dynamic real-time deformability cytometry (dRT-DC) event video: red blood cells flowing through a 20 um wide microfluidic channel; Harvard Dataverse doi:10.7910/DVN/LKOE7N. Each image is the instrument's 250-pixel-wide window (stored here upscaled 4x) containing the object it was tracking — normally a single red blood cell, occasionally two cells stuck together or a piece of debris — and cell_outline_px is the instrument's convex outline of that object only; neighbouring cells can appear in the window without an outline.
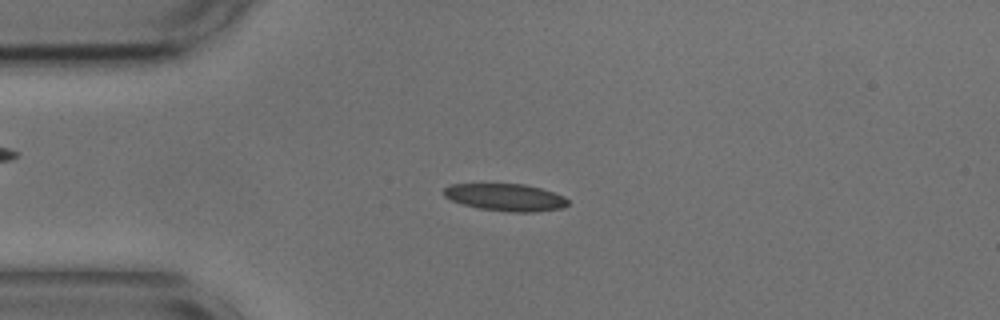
{"species": "common noctule bat (a hibernating species)", "species_latin": "Nyctalus noctula", "temperature_condition": "cold", "stored_images_in_passage": 54, "camera_frame_rate_fps": 3000, "um_per_image_px": 0.085, "animal": {"sex": "male", "body_mass_g": 17.9, "forearm_length_mm": 54.2}, "frame": {"image": 1, "passage_image": 12, "time_ms": 3.667, "image_size_px": [1000, 320], "cell_outline_px": [[568, 204], [564, 208], [532, 212], [512, 212], [480, 208], [464, 204], [452, 200], [444, 196], [444, 188], [452, 184], [524, 184], [540, 188], [564, 196], [568, 200]], "centroid_in_image_um": [43.0, 16.77], "position_along_channel_um": 42.0, "area_um2": 19.48}}
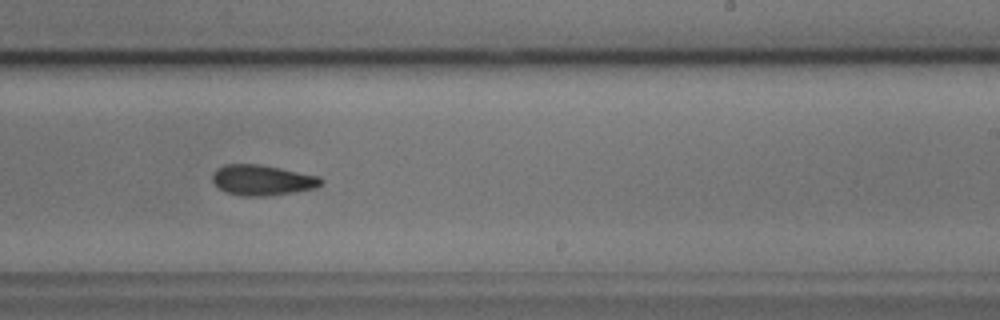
{"frame": {"image": 2, "passage_image": 32, "time_ms": 10.333, "image_size_px": [1000, 320], "cell_outline_px": [[324, 180], [316, 188], [268, 196], [244, 196], [224, 192], [212, 180], [212, 172], [216, 168], [224, 164], [260, 164], [320, 176]], "centroid_in_image_um": [22.27, 15.3], "position_along_channel_um": 266.7, "area_um2": 19.36}}
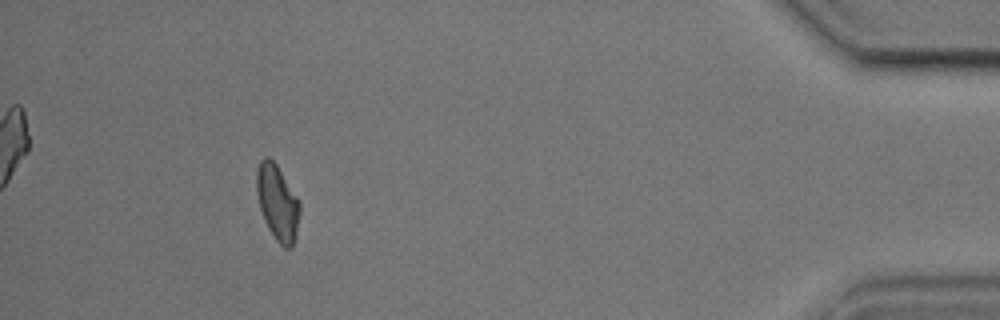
{"frame": {"image": 3, "passage_image": 49, "time_ms": 16.0, "image_size_px": [1000, 320], "cell_outline_px": [[300, 212], [296, 232], [292, 248], [284, 248], [276, 240], [268, 228], [264, 220], [260, 208], [256, 192], [256, 172], [260, 160], [264, 156], [268, 156], [276, 164], [300, 200]], "centroid_in_image_um": [23.58, 17.2], "position_along_channel_um": 411.6, "area_um2": 19.07}, "authors_computed_cell_mechanics": {"area_um2": 19.3052, "velocity_mm_per_s": 3.6522, "shape_relaxation_time_tau1_ms": 7.5644, "shape_relaxation_time_tau2_ms": 4.5333, "deformation_change_tau1": 0.1402, "deformation_change_tau2": 0.1154}}